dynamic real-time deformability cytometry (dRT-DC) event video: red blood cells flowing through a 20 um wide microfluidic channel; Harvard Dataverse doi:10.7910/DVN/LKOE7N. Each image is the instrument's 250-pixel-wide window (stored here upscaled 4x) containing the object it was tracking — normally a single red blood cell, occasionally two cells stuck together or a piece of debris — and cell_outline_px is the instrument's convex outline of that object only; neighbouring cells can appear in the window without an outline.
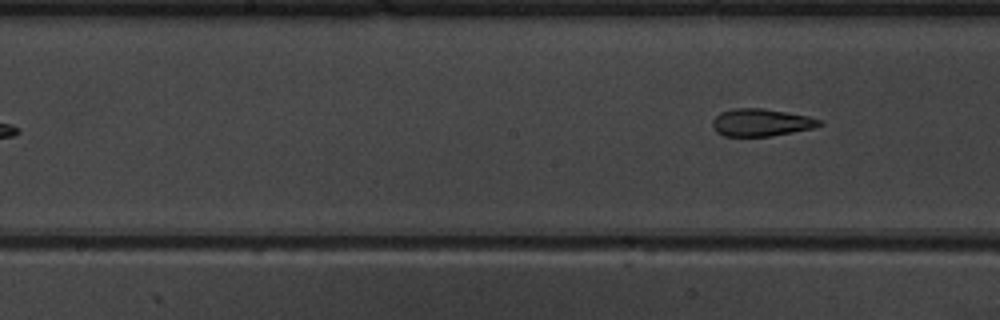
{"species": "common noctule bat (a hibernating species)", "species_latin": "Nyctalus noctula", "temperature_condition": "warm", "stored_images_in_passage": 7, "camera_frame_rate_fps": 3000, "um_per_image_px": 0.085, "animal": {"sex": "male", "body_mass_g": 19.5, "forearm_length_mm": 54.6}, "frame": {"image": 1, "passage_image": 7, "time_ms": 7.0, "image_size_px": [1000, 320], "cell_outline_px": [[824, 124], [812, 128], [772, 136], [724, 136], [716, 132], [712, 128], [712, 120], [720, 112], [732, 108], [764, 108], [808, 116], [820, 120]], "centroid_in_image_um": [64.65, 10.41], "position_along_channel_um": 183.5, "area_um2": 17.17}}